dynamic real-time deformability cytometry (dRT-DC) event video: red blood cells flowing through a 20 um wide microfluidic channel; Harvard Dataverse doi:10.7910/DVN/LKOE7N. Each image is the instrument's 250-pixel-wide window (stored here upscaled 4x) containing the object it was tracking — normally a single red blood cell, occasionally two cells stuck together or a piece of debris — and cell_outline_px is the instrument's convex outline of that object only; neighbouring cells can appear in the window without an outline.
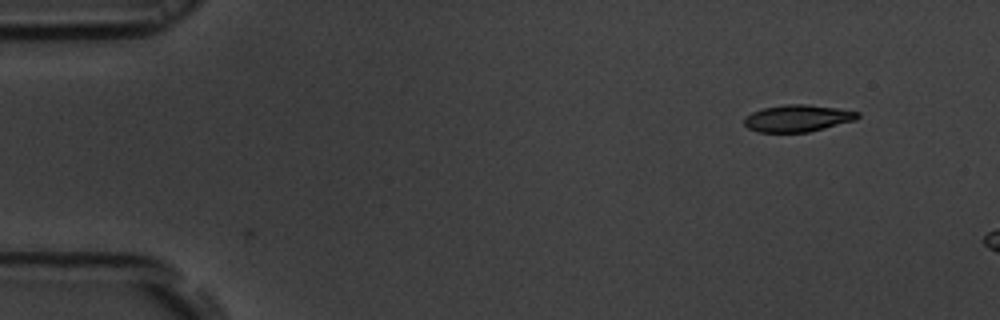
{"species": "common noctule bat (a hibernating species)", "species_latin": "Nyctalus noctula", "temperature_condition": "room temperature", "stored_images_in_passage": 2, "camera_frame_rate_fps": 3000, "um_per_image_px": 0.085, "animal": {"sex": "male", "body_mass_g": 19.5, "forearm_length_mm": 54.6}, "frame": {"image": 1, "passage_image": 1, "time_ms": 0.0, "image_size_px": [1000, 320], "cell_outline_px": [[860, 116], [856, 120], [808, 132], [760, 132], [748, 128], [744, 124], [744, 116], [752, 112], [764, 108], [784, 104], [808, 104], [836, 108], [860, 112]], "centroid_in_image_um": [67.79, 10.05], "position_along_channel_um": 17.2, "area_um2": 17.8}}